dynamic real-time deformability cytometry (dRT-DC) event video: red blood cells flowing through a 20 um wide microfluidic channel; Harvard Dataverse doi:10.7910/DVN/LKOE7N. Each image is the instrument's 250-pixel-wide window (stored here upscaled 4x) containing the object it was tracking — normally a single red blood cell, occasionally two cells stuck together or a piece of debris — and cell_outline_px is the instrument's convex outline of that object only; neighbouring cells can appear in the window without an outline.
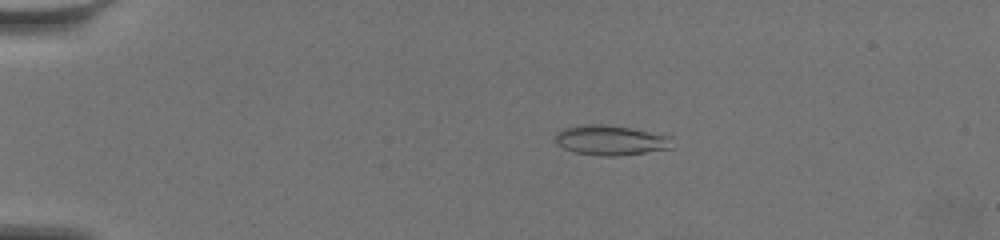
{"species": "common noctule bat (a hibernating species)", "species_latin": "Nyctalus noctula", "temperature_condition": "warm", "stored_images_in_passage": 42, "camera_frame_rate_fps": 3000, "um_per_image_px": 0.085, "animal": {"sex": "female", "body_mass_g": 19.5, "forearm_length_mm": 54.1}, "frame": {"image": 1, "passage_image": 9, "time_ms": 2.667, "image_size_px": [1000, 240], "cell_outline_px": [[672, 148], [616, 156], [600, 156], [576, 152], [564, 148], [556, 144], [556, 132], [560, 128], [584, 124], [604, 124], [628, 128], [672, 136]], "centroid_in_image_um": [51.87, 11.91], "position_along_channel_um": 33.1, "area_um2": 20.35}}
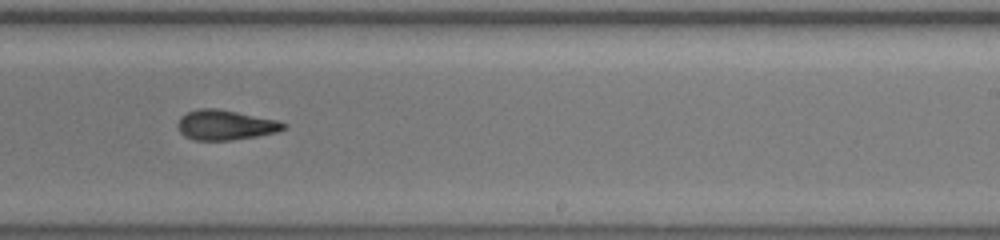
{"frame": {"image": 2, "passage_image": 25, "time_ms": 8.0, "image_size_px": [1000, 240], "cell_outline_px": [[288, 124], [284, 128], [276, 132], [256, 136], [232, 140], [196, 140], [184, 136], [180, 132], [176, 124], [180, 116], [188, 112], [200, 108], [216, 108], [276, 120]], "centroid_in_image_um": [19.11, 10.62], "position_along_channel_um": 269.9, "area_um2": 18.32}}
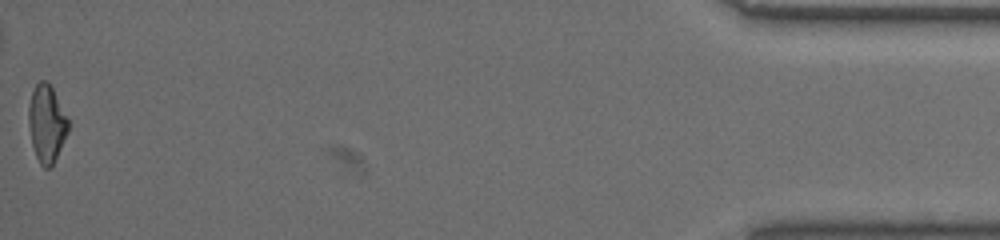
{"frame": {"image": 3, "passage_image": 42, "time_ms": 13.667, "image_size_px": [1000, 240], "cell_outline_px": [[68, 132], [52, 164], [48, 168], [44, 168], [40, 164], [36, 156], [32, 144], [28, 124], [28, 108], [32, 92], [36, 84], [40, 80], [44, 80], [52, 88], [68, 120]], "centroid_in_image_um": [3.94, 10.5], "position_along_channel_um": 431.3, "area_um2": 17.4}}